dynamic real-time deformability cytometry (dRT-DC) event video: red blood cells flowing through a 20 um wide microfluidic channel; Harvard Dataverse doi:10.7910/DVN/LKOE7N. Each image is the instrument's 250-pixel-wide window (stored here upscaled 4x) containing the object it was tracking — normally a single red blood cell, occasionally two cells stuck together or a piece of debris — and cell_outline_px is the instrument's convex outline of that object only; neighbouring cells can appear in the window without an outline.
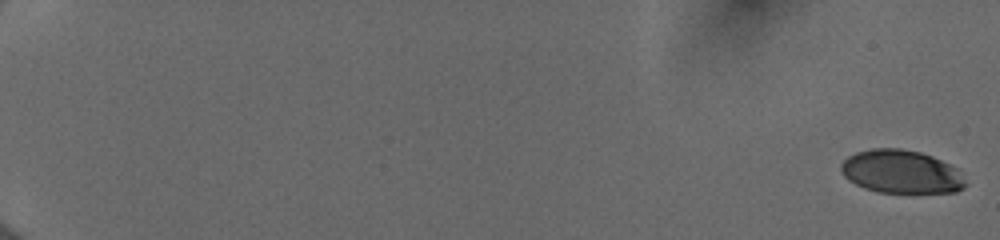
{"species": "human", "species_latin": "Homo sapiens", "temperature_condition": "cold", "stored_images_in_passage": 55, "camera_frame_rate_fps": 3000, "um_per_image_px": 0.085, "donor": {"sex": "female"}, "frame": {"image": 1, "passage_image": 1, "time_ms": 0.0, "image_size_px": [1000, 240], "cell_outline_px": [[968, 184], [964, 188], [956, 192], [876, 192], [864, 188], [848, 180], [844, 176], [840, 168], [840, 164], [848, 156], [856, 152], [872, 148], [900, 148], [920, 152], [932, 156], [956, 168]], "centroid_in_image_um": [76.59, 14.59], "position_along_channel_um": 8.4, "area_um2": 31.39}}
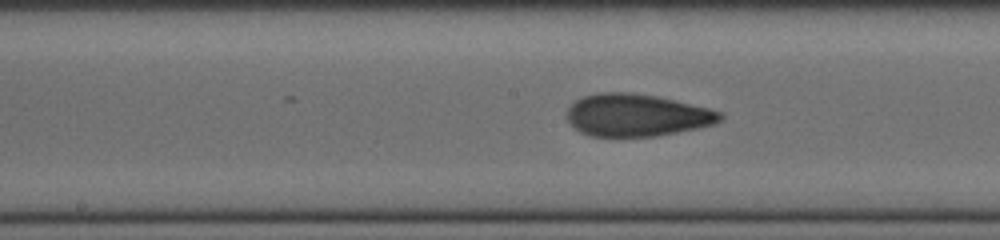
{"frame": {"image": 2, "passage_image": 32, "time_ms": 10.333, "image_size_px": [1000, 240], "cell_outline_px": [[724, 116], [716, 124], [700, 128], [656, 136], [592, 136], [580, 132], [568, 120], [568, 108], [576, 100], [584, 96], [600, 92], [632, 92], [656, 96], [708, 108], [720, 112]], "centroid_in_image_um": [54.14, 9.79], "position_along_channel_um": 194.1, "area_um2": 37.63}}
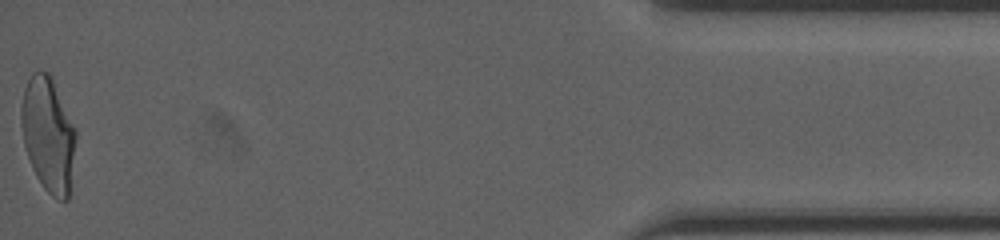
{"frame": {"image": 3, "passage_image": 55, "time_ms": 18.0, "image_size_px": [1000, 240], "cell_outline_px": [[76, 136], [68, 200], [56, 200], [44, 188], [36, 176], [32, 168], [24, 144], [20, 124], [20, 108], [24, 88], [32, 72], [48, 72], [52, 76], [76, 132]], "centroid_in_image_um": [4.07, 11.42], "position_along_channel_um": 431.1, "area_um2": 36.3}, "authors_computed_cell_mechanics": {"area_um2": 36.2406, "velocity_mm_per_s": 4.0159, "shape_relaxation_time_tau1_ms": 4.4815, "shape_relaxation_time_tau2_ms": 1.1103, "deformation_change_tau1": 0.1754, "deformation_change_tau2": 0.0674}}